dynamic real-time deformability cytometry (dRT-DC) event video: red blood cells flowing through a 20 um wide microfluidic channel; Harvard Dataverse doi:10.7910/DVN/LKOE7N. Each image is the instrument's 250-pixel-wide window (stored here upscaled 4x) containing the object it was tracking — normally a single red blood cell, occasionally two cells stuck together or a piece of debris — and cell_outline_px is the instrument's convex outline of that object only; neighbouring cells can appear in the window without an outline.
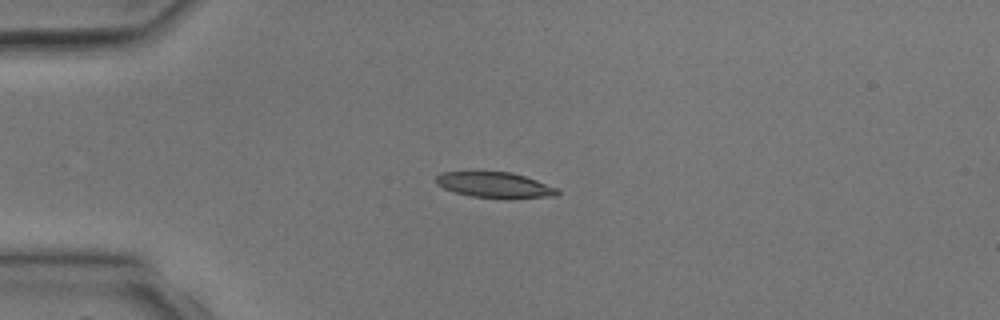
{"species": "common noctule bat (a hibernating species)", "species_latin": "Nyctalus noctula", "temperature_condition": "room temperature", "stored_images_in_passage": 2, "camera_frame_rate_fps": 3000, "um_per_image_px": 0.085, "animal": {"sex": "male", "body_mass_g": 17.9, "forearm_length_mm": 54.2}, "frame": {"image": 1, "passage_image": 1, "time_ms": 0.0, "image_size_px": [1000, 320], "cell_outline_px": [[560, 192], [556, 196], [504, 200], [472, 196], [456, 192], [444, 188], [436, 184], [436, 176], [440, 172], [512, 172], [536, 180], [556, 188]], "centroid_in_image_um": [42.08, 15.75], "position_along_channel_um": 42.9, "area_um2": 18.32}}